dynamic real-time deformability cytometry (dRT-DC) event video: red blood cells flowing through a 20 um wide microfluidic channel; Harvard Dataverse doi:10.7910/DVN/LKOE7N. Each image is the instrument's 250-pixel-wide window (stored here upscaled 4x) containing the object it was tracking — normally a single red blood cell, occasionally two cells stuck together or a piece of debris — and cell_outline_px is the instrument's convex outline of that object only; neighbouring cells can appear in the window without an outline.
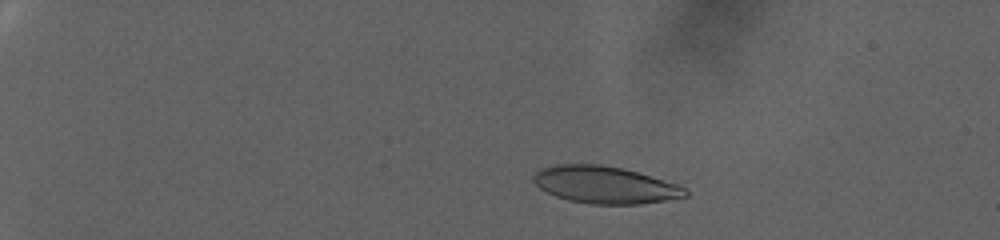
{"species": "human", "species_latin": "Homo sapiens", "temperature_condition": "warm", "stored_images_in_passage": 83, "camera_frame_rate_fps": 3000, "um_per_image_px": 0.085, "donor": {"sex": "female"}, "frame": {"image": 1, "passage_image": 18, "time_ms": 5.667, "image_size_px": [1000, 240], "cell_outline_px": [[688, 196], [640, 204], [588, 204], [568, 200], [556, 196], [540, 188], [532, 180], [532, 176], [540, 168], [556, 164], [600, 164], [624, 168], [676, 184], [684, 188], [688, 192]], "centroid_in_image_um": [51.38, 15.7], "position_along_channel_um": 33.6, "area_um2": 32.77}}
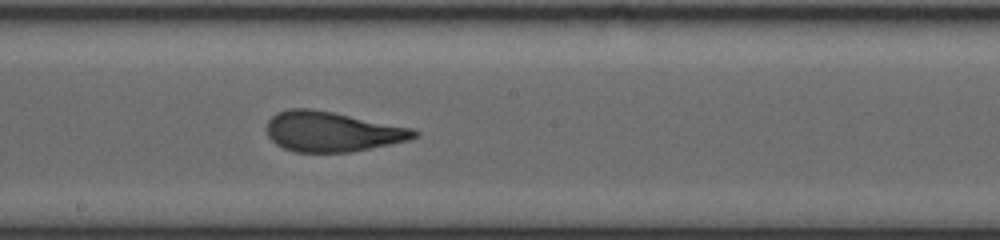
{"frame": {"image": 2, "passage_image": 52, "time_ms": 17.0, "image_size_px": [1000, 240], "cell_outline_px": [[420, 132], [416, 136], [408, 140], [348, 152], [292, 152], [276, 144], [268, 136], [264, 128], [268, 120], [276, 112], [288, 108], [312, 108], [412, 128]], "centroid_in_image_um": [28.14, 11.17], "position_along_channel_um": 220.1, "area_um2": 34.33}}
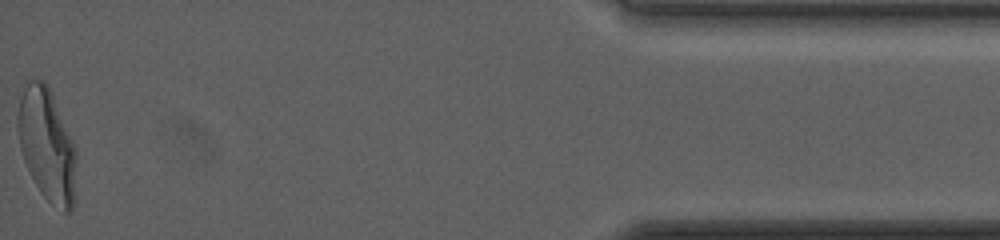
{"frame": {"image": 3, "passage_image": 83, "time_ms": 27.333, "image_size_px": [1000, 240], "cell_outline_px": [[76, 160], [72, 208], [68, 212], [64, 212], [48, 200], [40, 192], [24, 160], [20, 148], [16, 128], [16, 120], [20, 96], [24, 84], [28, 80], [44, 80], [48, 84], [76, 148]], "centroid_in_image_um": [3.96, 12.24], "position_along_channel_um": 431.2, "area_um2": 38.26}, "authors_computed_cell_mechanics": {"area_um2": 34.2754, "velocity_mm_per_s": 2.6715, "shape_relaxation_time_tau1_ms": 8.7098, "shape_relaxation_time_tau2_ms": 1.0513, "deformation_change_tau1": 0.2523, "deformation_change_tau2": 0.0932}}